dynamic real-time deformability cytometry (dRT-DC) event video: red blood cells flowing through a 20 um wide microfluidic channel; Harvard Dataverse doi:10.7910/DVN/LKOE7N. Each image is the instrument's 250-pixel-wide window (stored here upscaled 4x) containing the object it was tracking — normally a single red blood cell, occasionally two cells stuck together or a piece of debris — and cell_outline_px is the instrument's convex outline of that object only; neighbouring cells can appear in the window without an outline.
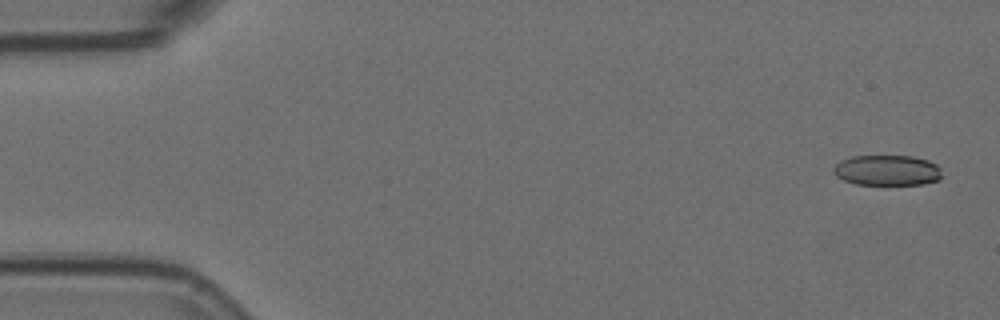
{"species": "Egyptian fruit bat (a non-hibernating species)", "species_latin": "Rousettus aegyptiacus", "temperature_condition": "room temperature", "stored_images_in_passage": 4, "camera_frame_rate_fps": 3000, "um_per_image_px": 0.085, "animal": {"sex": "female"}, "frame": {"image": 1, "passage_image": 1, "time_ms": 0.0, "image_size_px": [1000, 320], "cell_outline_px": [[940, 180], [924, 184], [856, 184], [844, 180], [836, 176], [832, 172], [832, 168], [840, 160], [852, 156], [912, 156], [928, 160], [936, 164], [940, 168]], "centroid_in_image_um": [75.39, 14.47], "position_along_channel_um": 9.6, "area_um2": 19.31}}
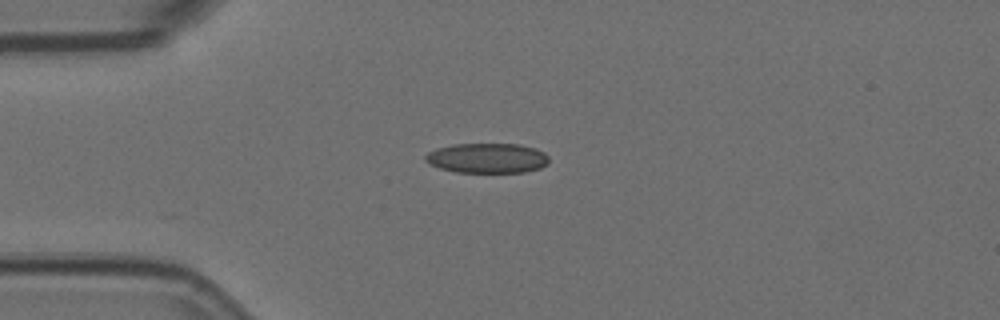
{"frame": {"image": 2, "passage_image": 4, "time_ms": 1.0, "image_size_px": [1000, 320], "cell_outline_px": [[548, 164], [540, 168], [524, 172], [456, 172], [440, 168], [428, 164], [424, 160], [424, 156], [428, 152], [436, 148], [452, 144], [520, 144], [536, 148], [544, 152], [548, 156]], "centroid_in_image_um": [41.4, 13.43], "position_along_channel_um": 43.6, "area_um2": 21.73}}